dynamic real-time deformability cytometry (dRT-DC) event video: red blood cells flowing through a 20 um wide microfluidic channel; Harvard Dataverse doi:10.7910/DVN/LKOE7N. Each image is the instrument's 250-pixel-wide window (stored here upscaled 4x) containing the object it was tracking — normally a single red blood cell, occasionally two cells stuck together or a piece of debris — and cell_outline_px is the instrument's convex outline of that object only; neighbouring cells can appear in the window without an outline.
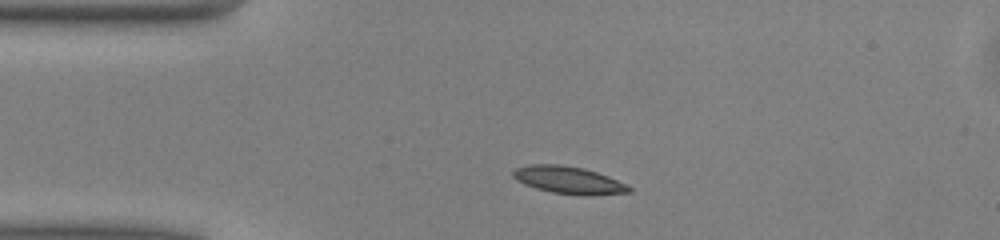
{"species": "common noctule bat (a hibernating species)", "species_latin": "Nyctalus noctula", "temperature_condition": "warm", "stored_images_in_passage": 40, "camera_frame_rate_fps": 3000, "um_per_image_px": 0.085, "animal": {"sex": "male", "body_mass_g": 13.0, "forearm_length_mm": 53.1}, "frame": {"image": 1, "passage_image": 1, "time_ms": 0.0, "image_size_px": [1000, 240], "cell_outline_px": [[632, 192], [588, 196], [580, 196], [552, 192], [536, 188], [524, 184], [516, 180], [512, 176], [512, 172], [516, 168], [528, 164], [560, 164], [584, 168], [608, 176], [632, 188]], "centroid_in_image_um": [48.31, 15.31], "position_along_channel_um": 36.7, "area_um2": 18.61}}
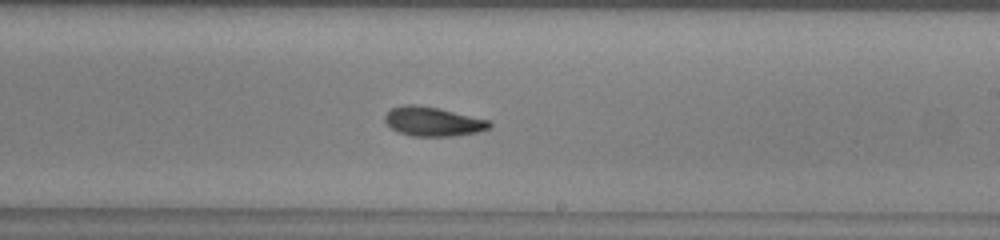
{"frame": {"image": 2, "passage_image": 19, "time_ms": 6.0, "image_size_px": [1000, 240], "cell_outline_px": [[492, 128], [476, 132], [452, 136], [412, 136], [400, 132], [392, 128], [384, 120], [384, 116], [392, 108], [404, 104], [412, 104], [440, 108], [488, 120], [492, 124]], "centroid_in_image_um": [36.81, 10.32], "position_along_channel_um": 252.2, "area_um2": 17.69}}
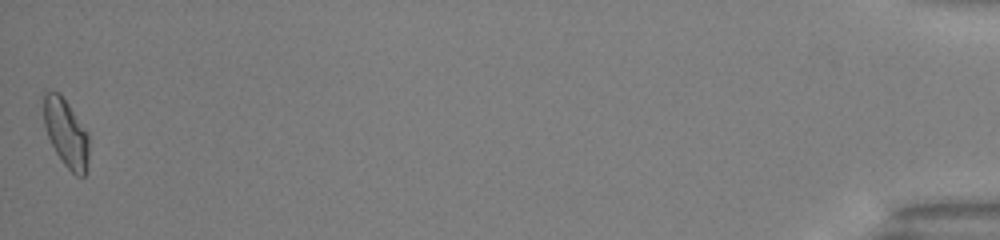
{"frame": {"image": 3, "passage_image": 40, "time_ms": 13.0, "image_size_px": [1000, 240], "cell_outline_px": [[88, 156], [84, 176], [76, 176], [64, 164], [56, 152], [44, 128], [44, 92], [60, 92], [88, 132]], "centroid_in_image_um": [5.61, 11.29], "position_along_channel_um": 429.6, "area_um2": 17.69}, "authors_computed_cell_mechanics": {"area_um2": 17.6868, "velocity_mm_per_s": 4.0643, "shape_relaxation_time_tau1_ms": 4.0058, "shape_relaxation_time_tau2_ms": 5.2953, "deformation_change_tau1": 0.1451, "deformation_change_tau2": 0.1228}}